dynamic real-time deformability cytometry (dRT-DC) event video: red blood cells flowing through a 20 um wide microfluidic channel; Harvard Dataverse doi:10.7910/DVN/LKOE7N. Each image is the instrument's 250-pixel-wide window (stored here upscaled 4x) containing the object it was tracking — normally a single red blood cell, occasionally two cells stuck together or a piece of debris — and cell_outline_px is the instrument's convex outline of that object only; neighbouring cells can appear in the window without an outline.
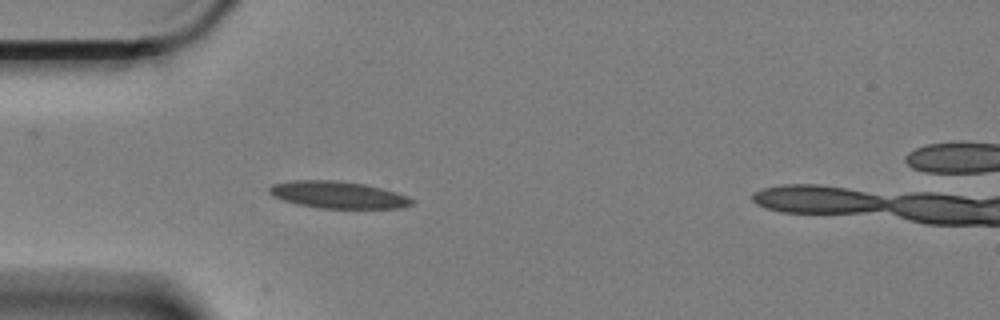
{"species": "Egyptian fruit bat (a non-hibernating species)", "species_latin": "Rousettus aegyptiacus", "temperature_condition": "cold", "stored_images_in_passage": 46, "camera_frame_rate_fps": 3000, "um_per_image_px": 0.085, "animal": {"sex": "female"}, "frame": {"image": 1, "passage_image": 6, "time_ms": 1.667, "image_size_px": [1000, 320], "cell_outline_px": [[416, 200], [412, 204], [404, 208], [320, 208], [300, 204], [284, 200], [272, 196], [268, 192], [268, 188], [272, 184], [292, 180], [340, 180], [364, 184], [396, 192], [408, 196]], "centroid_in_image_um": [28.75, 16.55], "position_along_channel_um": 56.3, "area_um2": 22.48}}
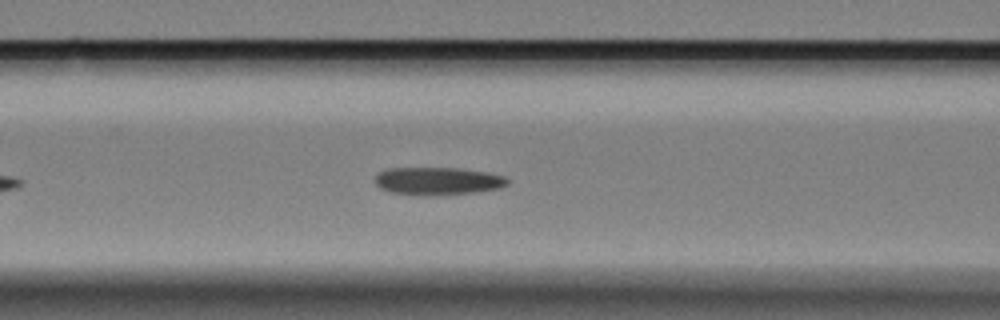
{"frame": {"image": 2, "passage_image": 13, "time_ms": 4.0, "image_size_px": [1000, 320], "cell_outline_px": [[508, 184], [500, 188], [476, 192], [428, 196], [424, 196], [392, 192], [380, 188], [376, 184], [376, 172], [384, 168], [460, 168], [488, 172], [504, 176], [508, 180]], "centroid_in_image_um": [37.19, 15.38], "position_along_channel_um": 129.4, "area_um2": 21.62}}
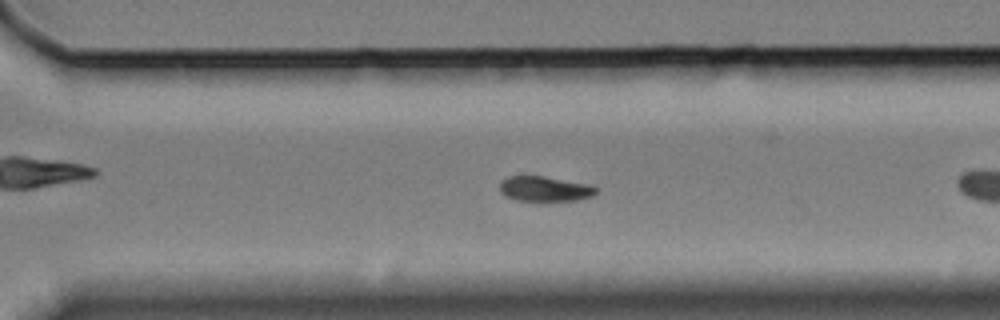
{"frame": {"image": 3, "passage_image": 27, "time_ms": 8.667, "image_size_px": [1000, 320], "cell_outline_px": [[596, 192], [592, 196], [576, 200], [516, 200], [504, 196], [500, 192], [500, 180], [508, 176], [544, 176], [588, 184], [596, 188]], "centroid_in_image_um": [46.25, 16.04], "position_along_channel_um": 324.4, "area_um2": 13.93}, "authors_computed_cell_mechanics": {"area_um2": 15.2592, "velocity_mm_per_s": 3.3562, "shape_relaxation_time_tau1_ms": null, "shape_relaxation_time_tau2_ms": 3.3467, "deformation_change_tau1": null, "deformation_change_tau2": 0.0556}}